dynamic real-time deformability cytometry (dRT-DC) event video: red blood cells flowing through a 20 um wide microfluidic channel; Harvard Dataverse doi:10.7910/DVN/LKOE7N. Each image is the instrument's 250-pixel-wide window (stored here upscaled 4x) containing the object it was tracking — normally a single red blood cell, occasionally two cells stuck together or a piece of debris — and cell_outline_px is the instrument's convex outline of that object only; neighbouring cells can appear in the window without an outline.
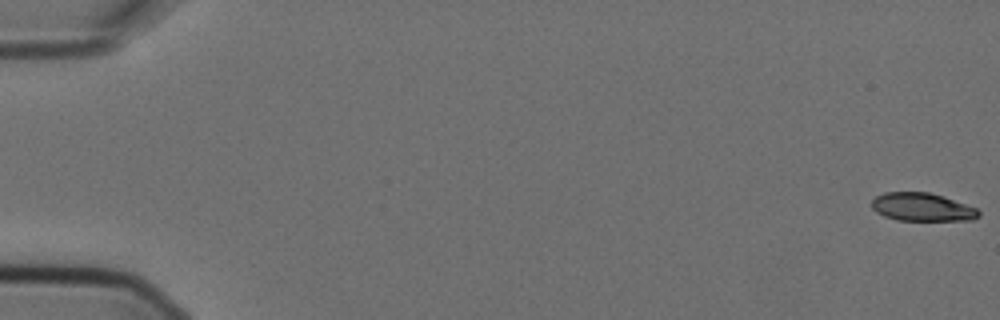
{"species": "Egyptian fruit bat (a non-hibernating species)", "species_latin": "Rousettus aegyptiacus", "temperature_condition": "cold", "stored_images_in_passage": 7, "camera_frame_rate_fps": 3000, "um_per_image_px": 0.085, "animal": {"sex": "female"}, "frame": {"image": 1, "passage_image": 1, "time_ms": 0.0, "image_size_px": [1000, 320], "cell_outline_px": [[980, 216], [972, 220], [896, 220], [884, 216], [876, 212], [872, 208], [872, 200], [876, 196], [884, 192], [928, 192], [944, 196], [976, 208], [980, 212]], "centroid_in_image_um": [78.37, 17.6], "position_along_channel_um": 6.6, "area_um2": 17.57}}
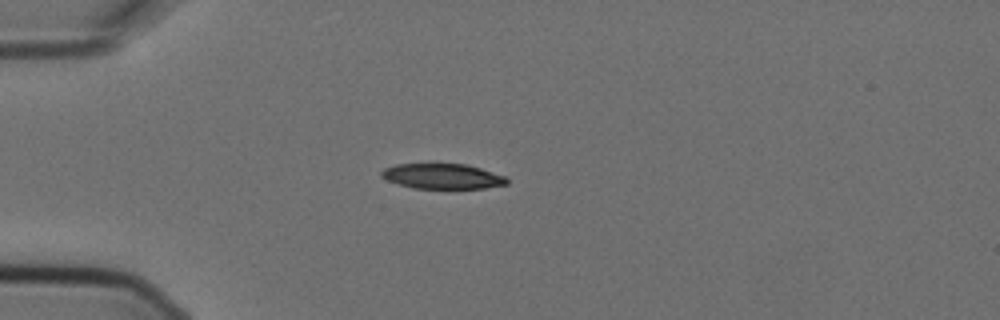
{"frame": {"image": 2, "passage_image": 5, "time_ms": 1.333, "image_size_px": [1000, 320], "cell_outline_px": [[508, 184], [484, 188], [412, 188], [388, 180], [380, 176], [380, 172], [384, 168], [396, 164], [432, 160], [464, 164], [480, 168], [504, 176], [508, 180]], "centroid_in_image_um": [37.54, 14.92], "position_along_channel_um": 47.5, "area_um2": 19.19}}
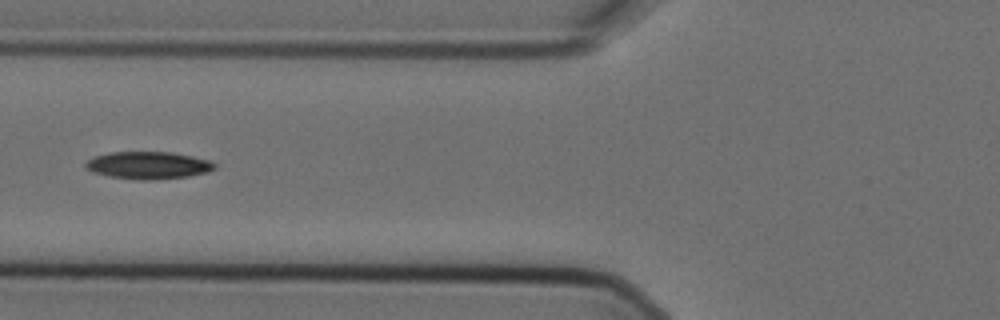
{"frame": {"image": 3, "passage_image": 7, "time_ms": 2.0, "image_size_px": [1000, 320], "cell_outline_px": [[216, 168], [208, 172], [188, 176], [152, 180], [144, 180], [108, 176], [92, 172], [84, 168], [84, 164], [88, 160], [96, 156], [112, 152], [172, 152], [212, 160], [216, 164]], "centroid_in_image_um": [12.63, 14.05], "position_along_channel_um": 113.2, "area_um2": 20.63}}